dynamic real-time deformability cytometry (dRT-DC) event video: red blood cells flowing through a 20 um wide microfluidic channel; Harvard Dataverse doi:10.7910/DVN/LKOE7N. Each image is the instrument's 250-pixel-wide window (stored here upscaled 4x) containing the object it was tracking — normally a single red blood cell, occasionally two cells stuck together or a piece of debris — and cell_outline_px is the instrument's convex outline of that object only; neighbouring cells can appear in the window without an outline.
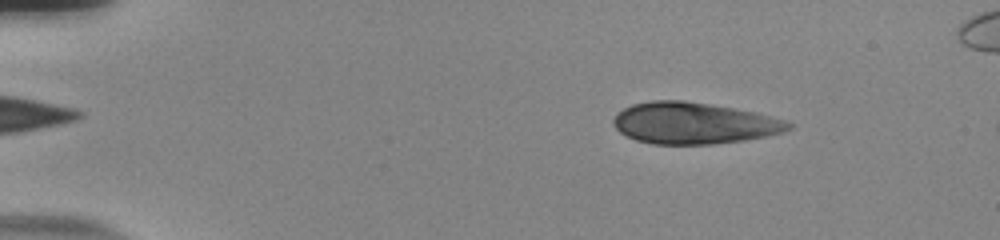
{"species": "human", "species_latin": "Homo sapiens", "temperature_condition": "room temperature", "stored_images_in_passage": 53, "camera_frame_rate_fps": 3000, "um_per_image_px": 0.085, "donor": {"sex": "male"}, "frame": {"image": 1, "passage_image": 7, "time_ms": 2.0, "image_size_px": [1000, 240], "cell_outline_px": [[792, 128], [784, 132], [744, 140], [712, 144], [652, 144], [636, 140], [620, 132], [616, 128], [612, 120], [624, 108], [632, 104], [652, 100], [684, 100], [756, 112], [784, 120], [792, 124]], "centroid_in_image_um": [58.97, 10.47], "position_along_channel_um": 26.0, "area_um2": 42.02}}
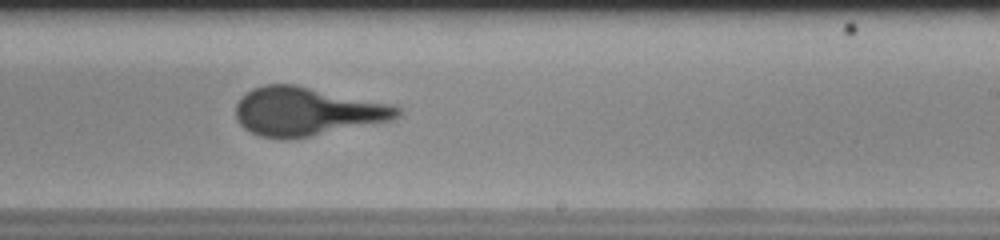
{"frame": {"image": 2, "passage_image": 33, "time_ms": 10.667, "image_size_px": [1000, 240], "cell_outline_px": [[404, 108], [400, 116], [392, 120], [288, 140], [260, 136], [244, 128], [236, 120], [236, 104], [252, 88], [264, 84], [296, 84], [396, 104]], "centroid_in_image_um": [26.14, 9.46], "position_along_channel_um": 262.9, "area_um2": 46.07}}
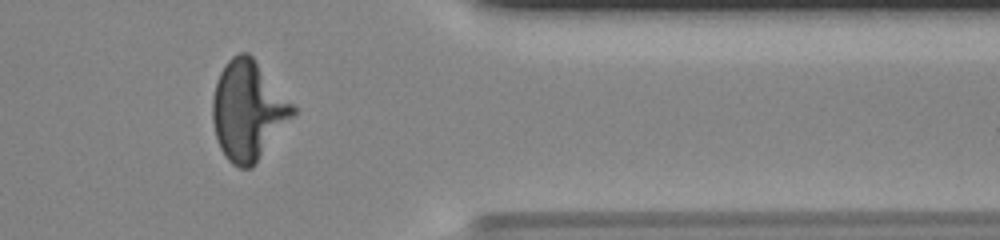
{"frame": {"image": 3, "passage_image": 44, "time_ms": 14.333, "image_size_px": [1000, 240], "cell_outline_px": [[296, 112], [256, 164], [252, 168], [240, 168], [232, 164], [228, 160], [220, 148], [216, 136], [212, 120], [212, 96], [220, 72], [228, 60], [232, 56], [240, 52], [248, 52], [252, 56], [296, 108]], "centroid_in_image_um": [21.06, 9.41], "position_along_channel_um": 390.3, "area_um2": 46.12}}